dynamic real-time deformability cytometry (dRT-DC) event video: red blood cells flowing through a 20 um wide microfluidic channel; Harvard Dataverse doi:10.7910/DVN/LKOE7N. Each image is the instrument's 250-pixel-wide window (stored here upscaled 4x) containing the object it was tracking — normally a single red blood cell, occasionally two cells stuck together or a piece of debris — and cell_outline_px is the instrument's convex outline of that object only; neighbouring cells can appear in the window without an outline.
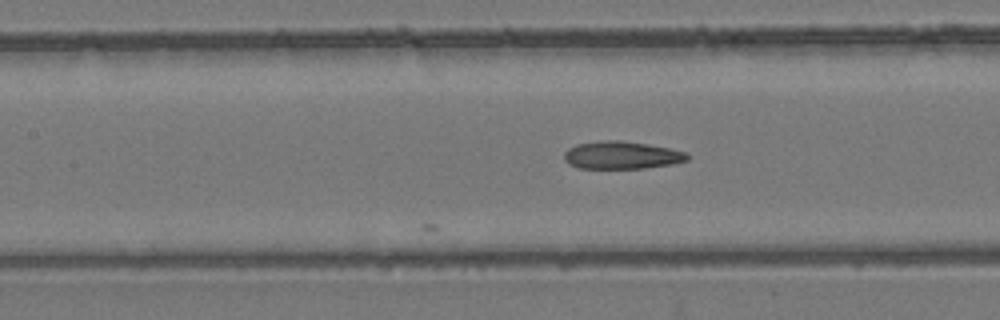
{"species": "common noctule bat (a hibernating species)", "species_latin": "Nyctalus noctula", "temperature_condition": "room temperature", "stored_images_in_passage": 23, "camera_frame_rate_fps": 3000, "um_per_image_px": 0.085, "animal": {"sex": "female", "body_mass_g": 24.6, "forearm_length_mm": 56.2}, "frame": {"image": 1, "passage_image": 23, "time_ms": 7.333, "image_size_px": [1000, 320], "cell_outline_px": [[688, 160], [672, 164], [644, 168], [580, 168], [568, 164], [564, 160], [564, 152], [568, 148], [576, 144], [600, 140], [620, 140], [648, 144], [668, 148], [684, 152], [688, 156]], "centroid_in_image_um": [52.79, 13.18], "position_along_channel_um": 154.6, "area_um2": 19.83}}